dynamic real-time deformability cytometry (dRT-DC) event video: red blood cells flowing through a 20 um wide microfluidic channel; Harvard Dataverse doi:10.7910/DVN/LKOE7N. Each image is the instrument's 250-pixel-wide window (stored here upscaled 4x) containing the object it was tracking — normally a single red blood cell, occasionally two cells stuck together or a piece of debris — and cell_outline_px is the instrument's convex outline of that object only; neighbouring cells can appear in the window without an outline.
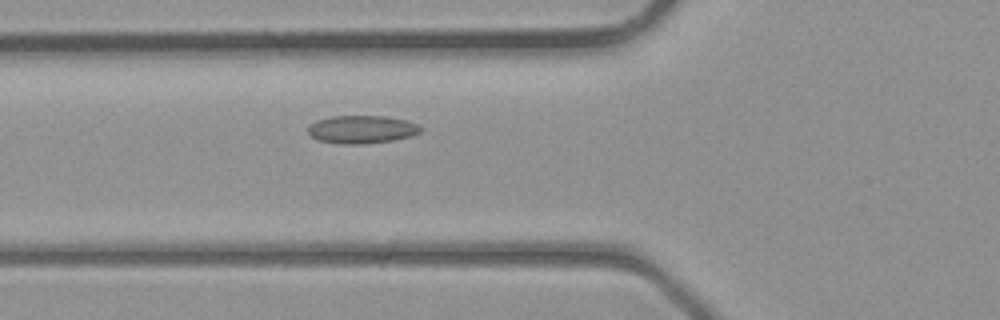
{"species": "common noctule bat (a hibernating species)", "species_latin": "Nyctalus noctula", "temperature_condition": "room temperature", "stored_images_in_passage": 36, "camera_frame_rate_fps": 3000, "um_per_image_px": 0.085, "animal": {"sex": "male", "body_mass_g": 23.1, "forearm_length_mm": 52.7}, "frame": {"image": 1, "passage_image": 11, "time_ms": 3.333, "image_size_px": [1000, 320], "cell_outline_px": [[424, 128], [420, 132], [412, 136], [392, 140], [368, 144], [340, 144], [320, 140], [312, 136], [308, 132], [308, 128], [316, 120], [332, 116], [384, 116], [404, 120], [416, 124]], "centroid_in_image_um": [30.77, 11.0], "position_along_channel_um": 95.0, "area_um2": 18.26}}
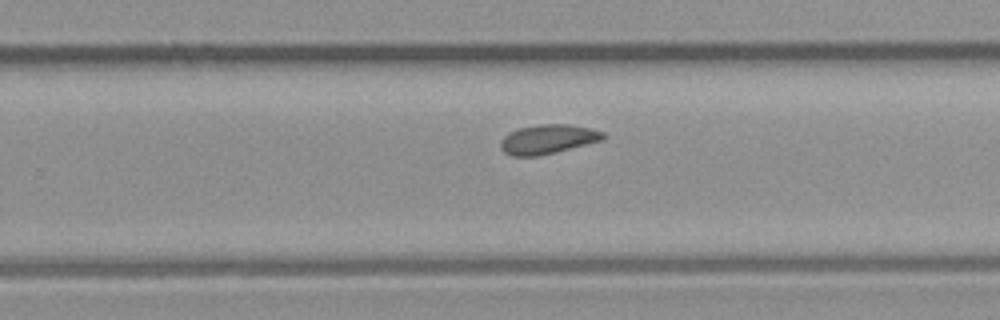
{"frame": {"image": 2, "passage_image": 22, "time_ms": 7.0, "image_size_px": [1000, 320], "cell_outline_px": [[608, 136], [604, 140], [556, 152], [536, 156], [512, 156], [504, 152], [500, 148], [500, 140], [508, 132], [520, 128], [540, 124], [568, 124], [592, 128], [604, 132]], "centroid_in_image_um": [46.6, 11.83], "position_along_channel_um": 283.2, "area_um2": 17.74}}
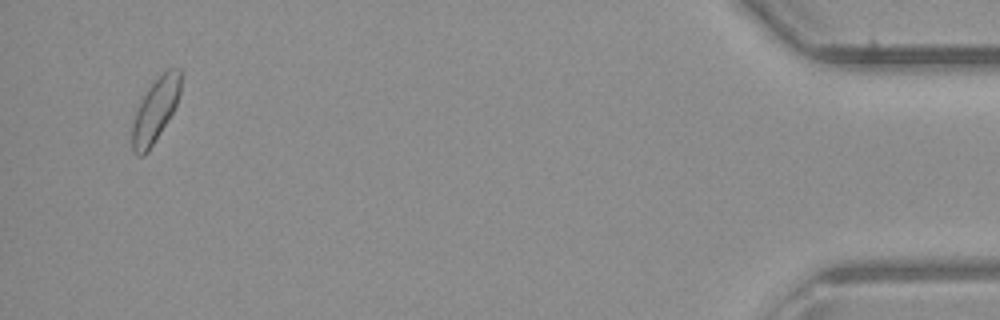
{"frame": {"image": 3, "passage_image": 35, "time_ms": 11.333, "image_size_px": [1000, 320], "cell_outline_px": [[184, 72], [180, 96], [172, 112], [148, 152], [144, 156], [136, 156], [132, 152], [132, 124], [136, 112], [148, 88], [168, 68], [180, 68]], "centroid_in_image_um": [13.24, 9.35], "position_along_channel_um": 422.0, "area_um2": 17.98}}